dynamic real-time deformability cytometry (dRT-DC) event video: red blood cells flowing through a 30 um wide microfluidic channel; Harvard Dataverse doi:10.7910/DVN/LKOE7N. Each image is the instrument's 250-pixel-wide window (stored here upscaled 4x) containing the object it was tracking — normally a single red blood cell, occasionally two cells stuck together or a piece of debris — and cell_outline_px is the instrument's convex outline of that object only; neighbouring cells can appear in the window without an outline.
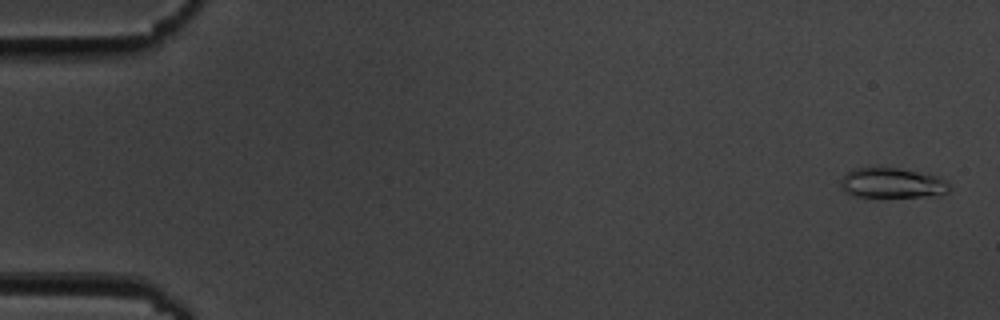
{"species": "common noctule bat (a hibernating species)", "species_latin": "Nyctalus noctula", "temperature_condition": "cold", "stored_images_in_passage": 56, "camera_frame_rate_fps": 3000, "um_per_image_px": 0.085, "animal": {"sex": "male", "body_mass_g": 19.5, "forearm_length_mm": 54.6}, "frame": {"image": 1, "passage_image": 2, "time_ms": 0.333, "image_size_px": [1000, 320], "cell_outline_px": [[952, 188], [948, 192], [940, 196], [856, 196], [844, 192], [840, 188], [840, 180], [852, 168], [900, 168], [936, 176], [944, 180]], "centroid_in_image_um": [75.83, 15.56], "position_along_channel_um": 9.2, "area_um2": 18.96}}
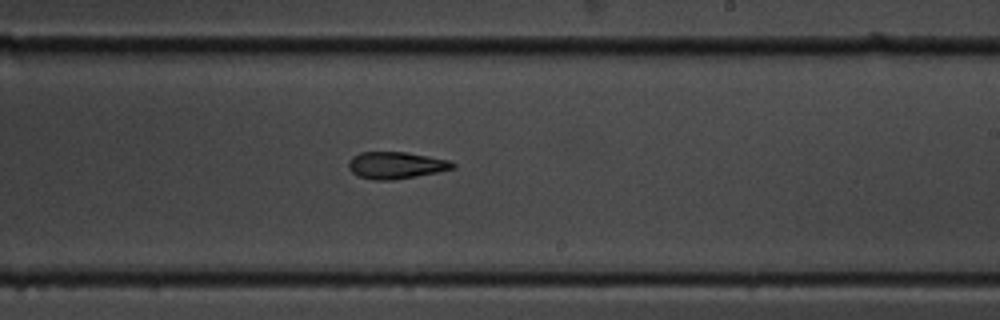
{"frame": {"image": 2, "passage_image": 34, "time_ms": 11.0, "image_size_px": [1000, 320], "cell_outline_px": [[456, 168], [416, 176], [392, 180], [372, 180], [356, 176], [348, 168], [348, 164], [352, 156], [360, 152], [404, 152], [428, 156], [448, 160], [456, 164]], "centroid_in_image_um": [33.62, 14.05], "position_along_channel_um": 255.4, "area_um2": 16.36}}
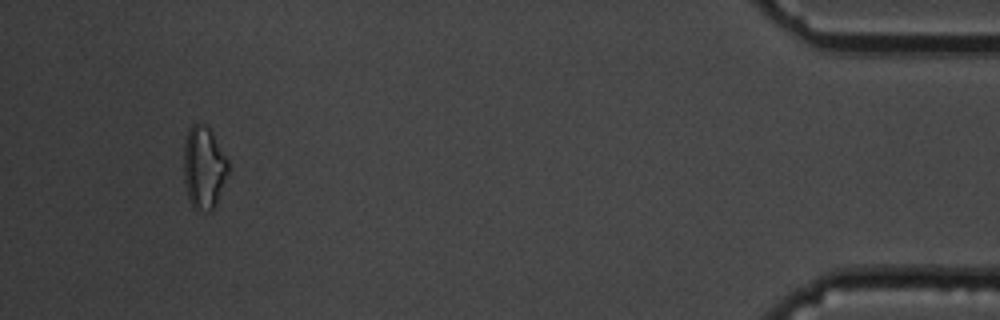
{"frame": {"image": 3, "passage_image": 53, "time_ms": 17.333, "image_size_px": [1000, 320], "cell_outline_px": [[228, 172], [216, 204], [208, 212], [200, 212], [192, 208], [188, 200], [184, 184], [184, 144], [188, 128], [196, 120], [204, 124], [212, 132], [228, 160]], "centroid_in_image_um": [17.29, 14.25], "position_along_channel_um": 417.9, "area_um2": 21.73}, "authors_computed_cell_mechanics": {"area_um2": 17.1955, "velocity_mm_per_s": 3.6224, "shape_relaxation_time_tau1_ms": 7.3293, "shape_relaxation_time_tau2_ms": 6.0327, "deformation_change_tau1": 0.1773, "deformation_change_tau2": 0.1532}}